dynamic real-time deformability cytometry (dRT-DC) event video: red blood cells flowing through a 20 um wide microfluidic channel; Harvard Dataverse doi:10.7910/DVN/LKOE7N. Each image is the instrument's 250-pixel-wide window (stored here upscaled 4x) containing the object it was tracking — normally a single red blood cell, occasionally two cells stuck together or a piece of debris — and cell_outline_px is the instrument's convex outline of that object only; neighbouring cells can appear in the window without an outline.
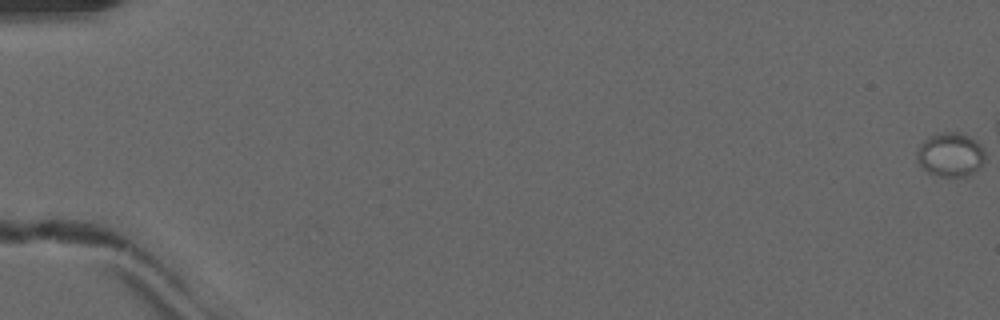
{"species": "common noctule bat (a hibernating species)", "species_latin": "Nyctalus noctula", "temperature_condition": "warm", "stored_images_in_passage": 44, "camera_frame_rate_fps": 3000, "um_per_image_px": 0.085, "animal": {"sex": "male", "forearm_length_mm": 52.5}, "frame": {"image": 1, "passage_image": 1, "time_ms": 0.0, "image_size_px": [1000, 320], "cell_outline_px": [[984, 160], [972, 172], [964, 176], [936, 176], [928, 172], [916, 160], [916, 152], [920, 144], [928, 136], [940, 132], [960, 132], [976, 140], [984, 148]], "centroid_in_image_um": [80.75, 13.11], "position_along_channel_um": 4.3, "area_um2": 17.4}}